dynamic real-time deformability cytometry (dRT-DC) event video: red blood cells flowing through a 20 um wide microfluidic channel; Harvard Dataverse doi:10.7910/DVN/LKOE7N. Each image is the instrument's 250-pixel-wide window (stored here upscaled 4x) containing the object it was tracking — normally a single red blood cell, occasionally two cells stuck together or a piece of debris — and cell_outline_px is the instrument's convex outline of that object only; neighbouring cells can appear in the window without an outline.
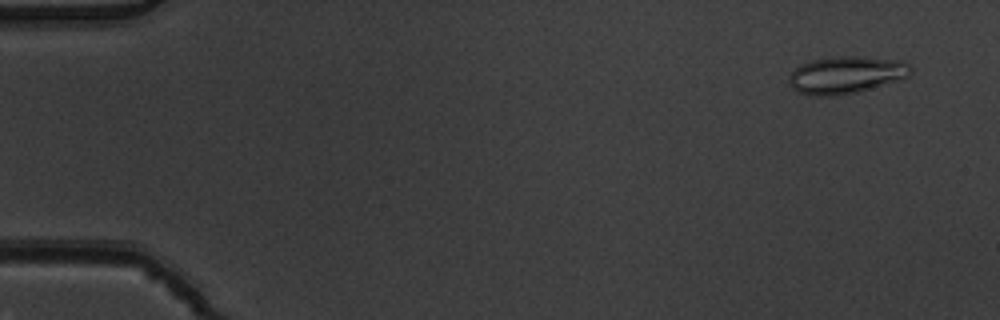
{"species": "common noctule bat (a hibernating species)", "species_latin": "Nyctalus noctula", "temperature_condition": "warm", "stored_images_in_passage": 4, "camera_frame_rate_fps": 3000, "um_per_image_px": 0.085, "animal": {"sex": "male", "body_mass_g": 19.5, "forearm_length_mm": 54.6}, "frame": {"image": 1, "passage_image": 1, "time_ms": 0.0, "image_size_px": [1000, 320], "cell_outline_px": [[912, 72], [908, 76], [896, 80], [856, 92], [840, 96], [812, 96], [796, 92], [788, 84], [788, 76], [800, 64], [812, 60], [840, 56], [856, 56], [896, 60], [908, 64], [912, 68]], "centroid_in_image_um": [71.84, 6.38], "position_along_channel_um": 13.2, "area_um2": 26.3}}
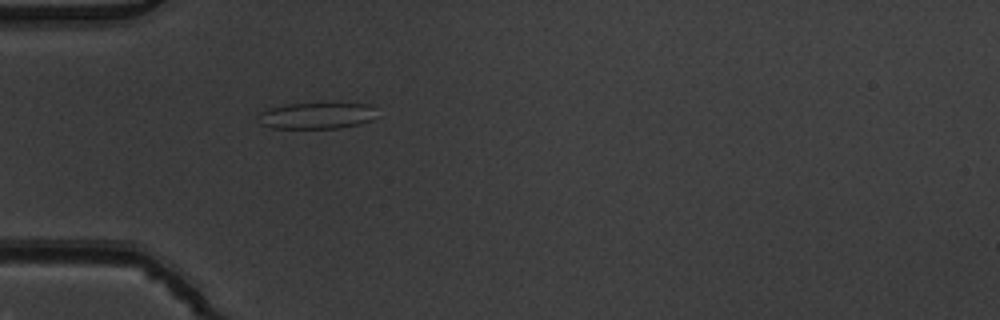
{"frame": {"image": 2, "passage_image": 4, "time_ms": 1.0, "image_size_px": [1000, 320], "cell_outline_px": [[380, 116], [372, 120], [340, 128], [272, 128], [260, 124], [260, 112], [268, 108], [284, 104], [372, 104]], "centroid_in_image_um": [26.96, 9.83], "position_along_channel_um": 58.0, "area_um2": 18.21}}